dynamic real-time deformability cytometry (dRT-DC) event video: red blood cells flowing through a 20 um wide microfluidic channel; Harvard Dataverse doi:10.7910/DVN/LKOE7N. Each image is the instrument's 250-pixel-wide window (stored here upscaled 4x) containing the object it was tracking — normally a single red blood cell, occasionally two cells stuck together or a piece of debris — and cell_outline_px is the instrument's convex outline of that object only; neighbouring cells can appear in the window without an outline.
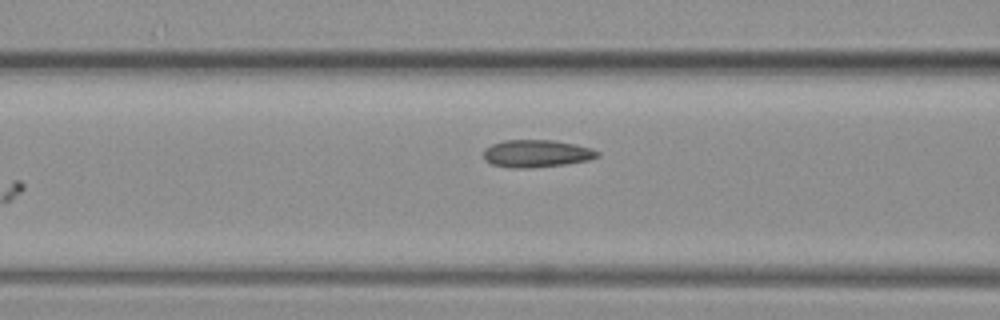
{"species": "common noctule bat (a hibernating species)", "species_latin": "Nyctalus noctula", "temperature_condition": "warm", "stored_images_in_passage": 8, "camera_frame_rate_fps": 3000, "um_per_image_px": 0.085, "animal": {"sex": "female", "body_mass_g": 19.3, "forearm_length_mm": 54.1}, "frame": {"image": 1, "passage_image": 8, "time_ms": 2.333, "image_size_px": [1000, 320], "cell_outline_px": [[600, 156], [588, 160], [564, 164], [532, 168], [512, 168], [492, 164], [484, 160], [484, 148], [492, 144], [504, 140], [556, 140], [576, 144], [592, 148], [600, 152]], "centroid_in_image_um": [45.62, 13.04], "position_along_channel_um": 121.0, "area_um2": 18.38}}